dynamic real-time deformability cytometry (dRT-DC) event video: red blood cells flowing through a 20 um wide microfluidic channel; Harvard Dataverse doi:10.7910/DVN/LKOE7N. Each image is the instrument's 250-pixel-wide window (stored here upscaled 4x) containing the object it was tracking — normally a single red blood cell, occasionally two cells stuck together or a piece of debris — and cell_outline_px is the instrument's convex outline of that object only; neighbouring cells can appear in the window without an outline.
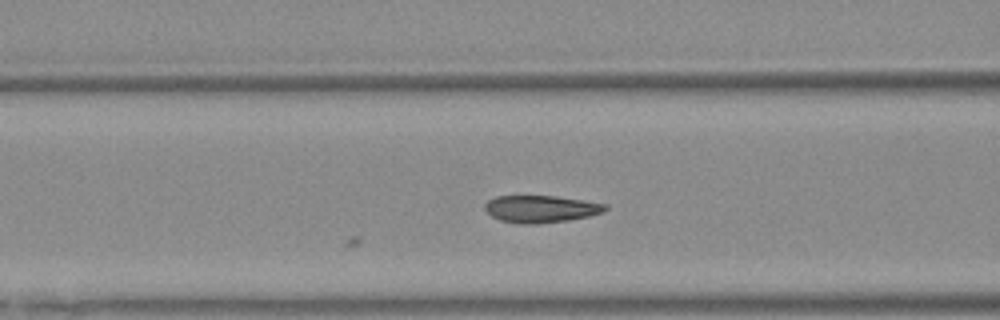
{"species": "Egyptian fruit bat (a non-hibernating species)", "species_latin": "Rousettus aegyptiacus", "temperature_condition": "warm", "stored_images_in_passage": 6, "camera_frame_rate_fps": 3000, "um_per_image_px": 0.085, "animal": {"sex": "female"}, "frame": {"image": 1, "passage_image": 6, "time_ms": 1.667, "image_size_px": [1000, 320], "cell_outline_px": [[608, 208], [604, 212], [588, 216], [568, 220], [536, 224], [520, 224], [500, 220], [492, 216], [484, 208], [484, 204], [488, 200], [496, 196], [556, 196], [608, 204]], "centroid_in_image_um": [45.98, 17.76], "position_along_channel_um": 120.6, "area_um2": 19.07}}